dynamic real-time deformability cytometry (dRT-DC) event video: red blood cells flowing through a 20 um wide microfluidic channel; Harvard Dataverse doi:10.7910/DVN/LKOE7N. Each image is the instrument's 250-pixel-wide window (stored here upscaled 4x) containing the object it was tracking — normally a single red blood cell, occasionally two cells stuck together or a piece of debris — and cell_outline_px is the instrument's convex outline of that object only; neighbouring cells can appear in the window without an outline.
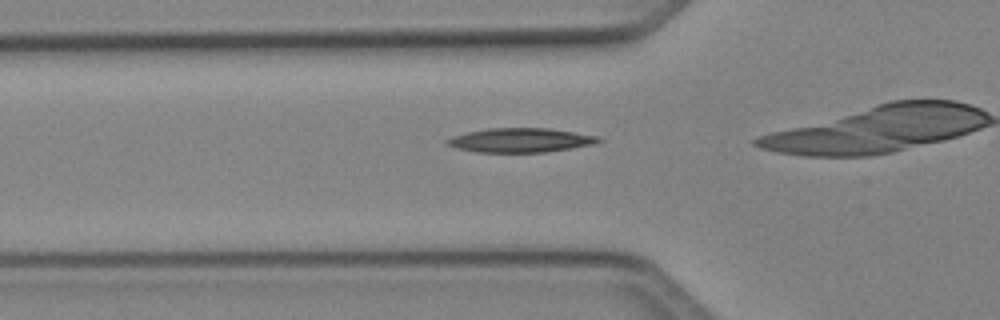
{"species": "Egyptian fruit bat (a non-hibernating species)", "species_latin": "Rousettus aegyptiacus", "temperature_condition": "cold", "stored_images_in_passage": 8, "camera_frame_rate_fps": 3000, "um_per_image_px": 0.085, "animal": {"sex": "female"}, "frame": {"image": 1, "passage_image": 3, "time_ms": 0.667, "image_size_px": [1000, 320], "cell_outline_px": [[604, 140], [592, 144], [544, 152], [476, 152], [456, 148], [444, 144], [444, 140], [452, 136], [468, 132], [488, 128], [548, 128], [600, 136]], "centroid_in_image_um": [44.19, 11.91], "position_along_channel_um": 81.6, "area_um2": 21.33}}
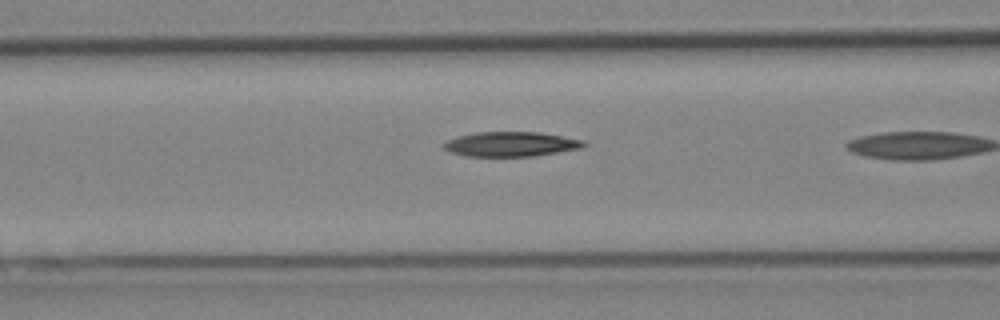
{"frame": {"image": 2, "passage_image": 6, "time_ms": 1.667, "image_size_px": [1000, 320], "cell_outline_px": [[588, 144], [580, 148], [532, 156], [464, 156], [448, 152], [444, 148], [444, 144], [448, 140], [460, 136], [476, 132], [540, 132], [584, 140]], "centroid_in_image_um": [43.42, 12.25], "position_along_channel_um": 123.2, "area_um2": 20.0}}